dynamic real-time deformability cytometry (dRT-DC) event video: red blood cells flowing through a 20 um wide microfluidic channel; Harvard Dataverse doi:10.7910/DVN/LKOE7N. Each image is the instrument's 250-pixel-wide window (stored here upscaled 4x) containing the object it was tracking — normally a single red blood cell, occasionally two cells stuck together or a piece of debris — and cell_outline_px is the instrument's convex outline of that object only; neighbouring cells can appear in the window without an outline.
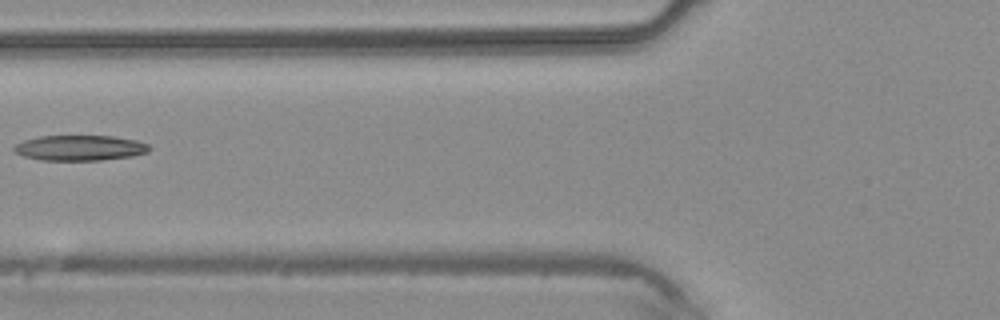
{"species": "common noctule bat (a hibernating species)", "species_latin": "Nyctalus noctula", "temperature_condition": "warm", "stored_images_in_passage": 5, "camera_frame_rate_fps": 3000, "um_per_image_px": 0.085, "animal": {"sex": "male", "body_mass_g": 20.4}, "frame": {"image": 1, "passage_image": 5, "time_ms": 1.333, "image_size_px": [1000, 320], "cell_outline_px": [[152, 148], [148, 152], [132, 156], [100, 160], [40, 160], [24, 156], [16, 152], [12, 148], [16, 144], [24, 140], [40, 136], [112, 136], [136, 140], [148, 144]], "centroid_in_image_um": [6.8, 12.57], "position_along_channel_um": 119.0, "area_um2": 19.94}}